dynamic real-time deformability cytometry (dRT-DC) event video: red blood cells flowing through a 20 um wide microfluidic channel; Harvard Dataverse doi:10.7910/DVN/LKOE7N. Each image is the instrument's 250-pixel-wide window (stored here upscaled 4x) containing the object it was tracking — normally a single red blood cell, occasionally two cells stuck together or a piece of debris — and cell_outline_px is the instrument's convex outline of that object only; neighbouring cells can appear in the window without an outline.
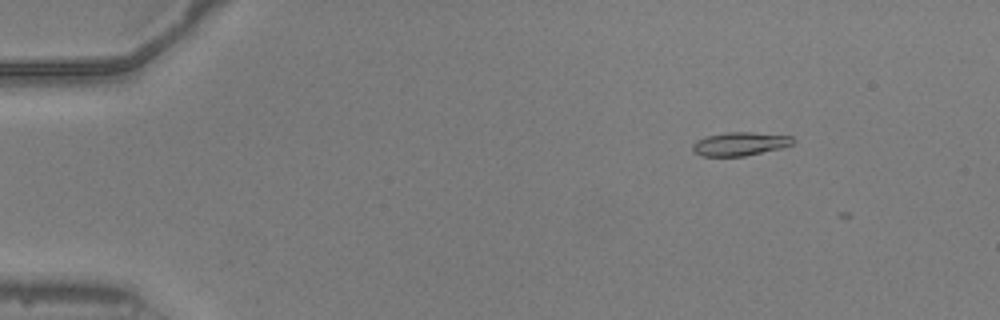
{"species": "common noctule bat (a hibernating species)", "species_latin": "Nyctalus noctula", "temperature_condition": "warm", "stored_images_in_passage": 7, "camera_frame_rate_fps": 3000, "um_per_image_px": 0.085, "animal": {"sex": "male", "body_mass_g": 20.5, "forearm_length_mm": 52.5}, "frame": {"image": 1, "passage_image": 5, "time_ms": 1.333, "image_size_px": [1000, 320], "cell_outline_px": [[796, 140], [792, 144], [780, 148], [744, 156], [700, 156], [692, 152], [692, 144], [696, 140], [708, 136], [728, 132], [752, 132], [792, 136]], "centroid_in_image_um": [62.87, 12.23], "position_along_channel_um": 22.1, "area_um2": 13.76}}